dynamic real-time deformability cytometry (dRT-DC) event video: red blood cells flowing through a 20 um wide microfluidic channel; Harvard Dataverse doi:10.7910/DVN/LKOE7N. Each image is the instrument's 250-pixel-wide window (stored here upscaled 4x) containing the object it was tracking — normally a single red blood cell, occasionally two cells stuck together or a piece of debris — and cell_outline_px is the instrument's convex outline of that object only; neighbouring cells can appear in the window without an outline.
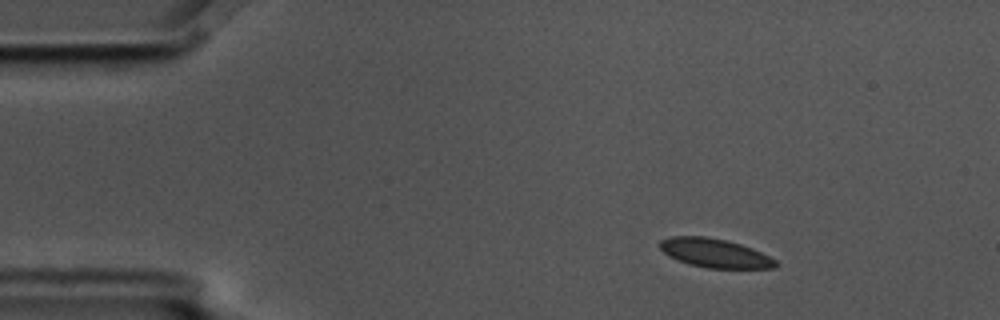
{"species": "common noctule bat (a hibernating species)", "species_latin": "Nyctalus noctula", "temperature_condition": "cold", "stored_images_in_passage": 4, "camera_frame_rate_fps": 3000, "um_per_image_px": 0.085, "animal": {"sex": "male", "body_mass_g": 17.5, "forearm_length_mm": 52.3}, "frame": {"image": 1, "passage_image": 1, "time_ms": 0.0, "image_size_px": [1000, 320], "cell_outline_px": [[780, 264], [776, 268], [708, 268], [688, 264], [668, 256], [660, 248], [660, 240], [672, 236], [708, 236], [728, 240], [752, 248], [776, 260]], "centroid_in_image_um": [60.77, 21.51], "position_along_channel_um": 24.2, "area_um2": 19.59}}
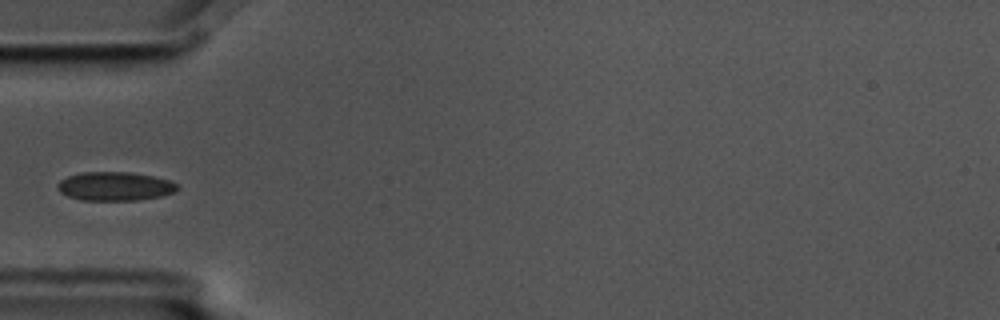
{"frame": {"image": 2, "passage_image": 4, "time_ms": 1.0, "image_size_px": [1000, 320], "cell_outline_px": [[180, 188], [176, 192], [160, 196], [136, 200], [80, 200], [68, 196], [60, 192], [56, 188], [56, 184], [60, 180], [68, 176], [84, 172], [132, 172], [152, 176], [168, 180], [180, 184]], "centroid_in_image_um": [9.78, 15.83], "position_along_channel_um": 75.2, "area_um2": 20.23}}